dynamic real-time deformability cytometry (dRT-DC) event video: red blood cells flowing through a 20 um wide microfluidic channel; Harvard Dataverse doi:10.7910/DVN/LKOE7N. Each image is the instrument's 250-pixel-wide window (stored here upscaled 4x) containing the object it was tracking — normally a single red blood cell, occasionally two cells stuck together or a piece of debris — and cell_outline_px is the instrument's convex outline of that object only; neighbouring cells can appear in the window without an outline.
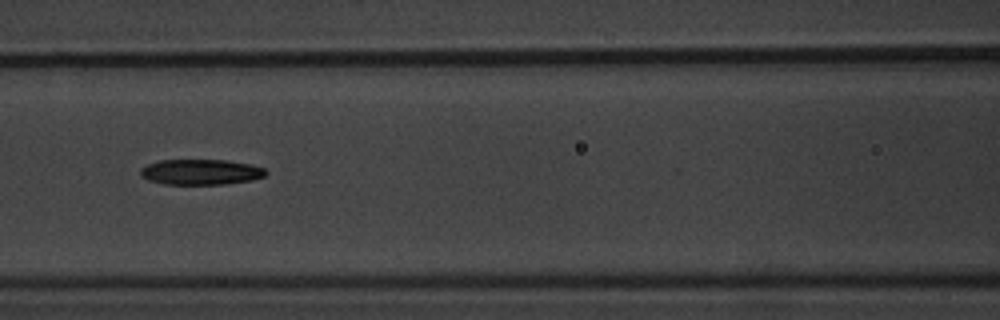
{"species": "common noctule bat (a hibernating species)", "species_latin": "Nyctalus noctula", "temperature_condition": "warm", "stored_images_in_passage": 9, "camera_frame_rate_fps": 3000, "um_per_image_px": 0.085, "animal": {"sex": "male", "body_mass_g": 20.1, "forearm_length_mm": 53.5}, "frame": {"image": 1, "passage_image": 7, "time_ms": 7.0, "image_size_px": [1000, 320], "cell_outline_px": [[268, 172], [264, 176], [252, 180], [224, 184], [164, 184], [148, 180], [140, 176], [140, 168], [148, 164], [160, 160], [228, 160], [248, 164], [264, 168]], "centroid_in_image_um": [17.04, 14.62], "position_along_channel_um": 149.6, "area_um2": 18.61}}
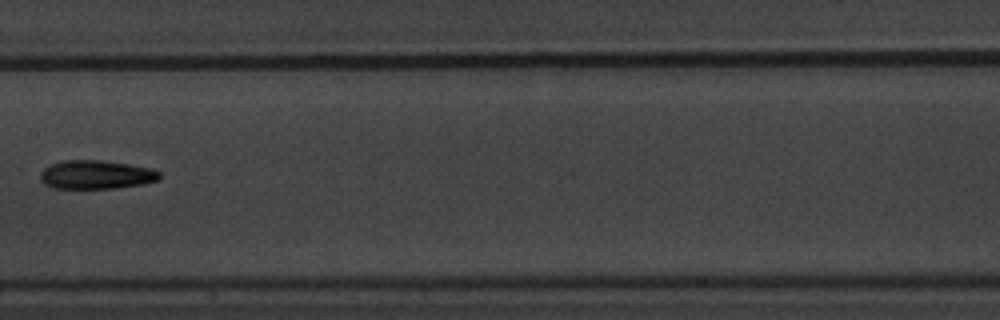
{"frame": {"image": 2, "passage_image": 8, "time_ms": 8.333, "image_size_px": [1000, 320], "cell_outline_px": [[160, 176], [156, 180], [144, 184], [116, 188], [52, 188], [44, 184], [40, 180], [40, 172], [44, 168], [60, 160], [104, 160], [152, 168], [160, 172]], "centroid_in_image_um": [8.15, 14.84], "position_along_channel_um": 199.3, "area_um2": 20.06}}
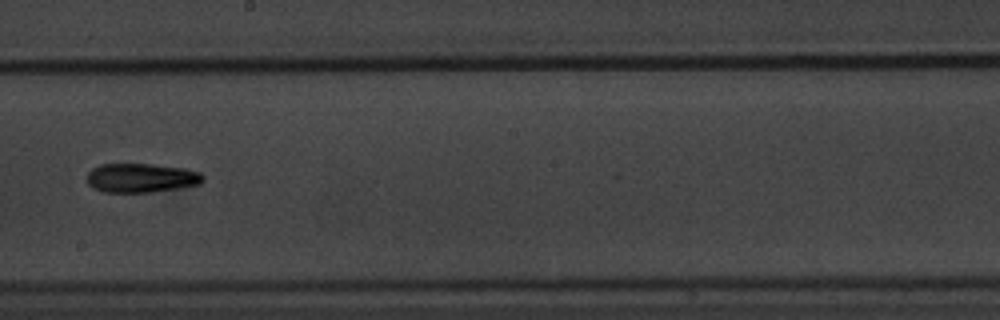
{"frame": {"image": 3, "passage_image": 9, "time_ms": 9.333, "image_size_px": [1000, 320], "cell_outline_px": [[204, 180], [200, 184], [152, 192], [104, 192], [92, 188], [88, 184], [84, 176], [92, 168], [100, 164], [152, 164], [180, 168], [200, 172], [204, 176]], "centroid_in_image_um": [11.94, 15.12], "position_along_channel_um": 236.3, "area_um2": 19.77}}